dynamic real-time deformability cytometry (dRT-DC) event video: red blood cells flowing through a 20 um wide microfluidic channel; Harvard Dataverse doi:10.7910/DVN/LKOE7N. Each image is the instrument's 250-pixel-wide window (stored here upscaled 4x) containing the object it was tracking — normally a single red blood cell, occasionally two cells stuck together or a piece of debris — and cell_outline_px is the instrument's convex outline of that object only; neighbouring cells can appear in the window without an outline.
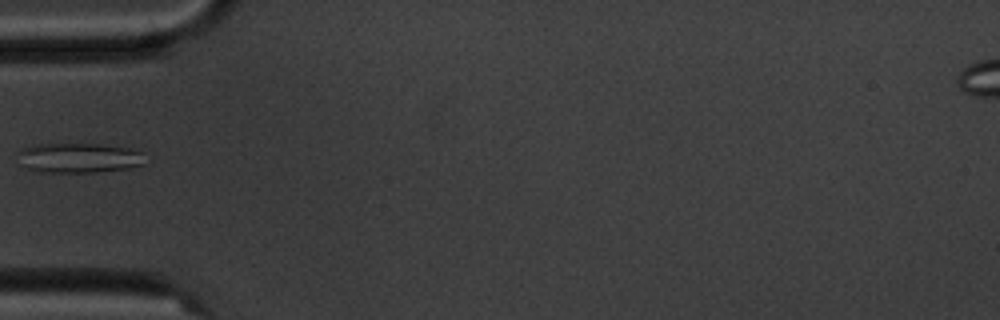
{"species": "common noctule bat (a hibernating species)", "species_latin": "Nyctalus noctula", "temperature_condition": "cold", "stored_images_in_passage": 3, "camera_frame_rate_fps": 3000, "um_per_image_px": 0.085, "animal": {"sex": "male", "body_mass_g": 20.1, "forearm_length_mm": 53.5}, "frame": {"image": 1, "passage_image": 3, "time_ms": 2.0, "image_size_px": [1000, 320], "cell_outline_px": [[144, 164], [128, 168], [96, 172], [36, 172], [20, 164], [20, 148], [36, 144], [100, 144], [128, 148], [144, 152]], "centroid_in_image_um": [6.71, 13.42], "position_along_channel_um": 78.3, "area_um2": 22.14}}